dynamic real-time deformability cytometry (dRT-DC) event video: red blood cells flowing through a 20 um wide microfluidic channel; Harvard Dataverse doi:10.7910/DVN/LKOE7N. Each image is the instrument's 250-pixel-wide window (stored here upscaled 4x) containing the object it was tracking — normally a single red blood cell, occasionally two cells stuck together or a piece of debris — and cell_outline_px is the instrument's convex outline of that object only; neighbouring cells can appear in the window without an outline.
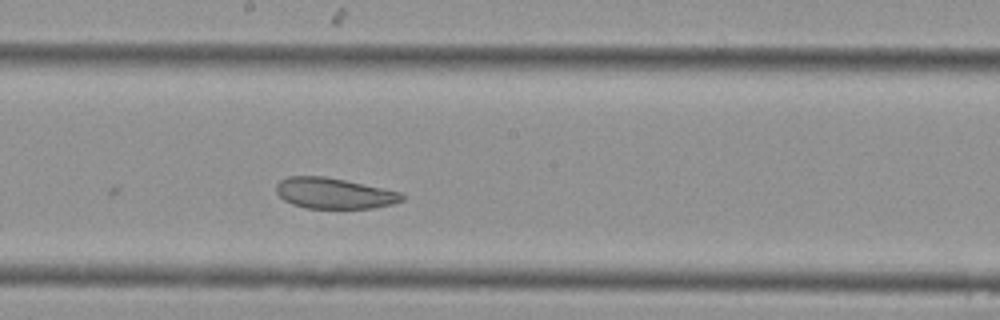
{"species": "Egyptian fruit bat (a non-hibernating species)", "species_latin": "Rousettus aegyptiacus", "temperature_condition": "cold", "stored_images_in_passage": 9, "camera_frame_rate_fps": 3000, "um_per_image_px": 0.085, "animal": {"sex": "female"}, "frame": {"image": 1, "passage_image": 9, "time_ms": 2.667, "image_size_px": [1000, 320], "cell_outline_px": [[404, 200], [392, 204], [372, 208], [304, 208], [292, 204], [284, 200], [276, 192], [276, 184], [280, 180], [288, 176], [324, 176], [344, 180], [400, 192], [404, 196]], "centroid_in_image_um": [28.36, 16.43], "position_along_channel_um": 219.8, "area_um2": 22.43}}